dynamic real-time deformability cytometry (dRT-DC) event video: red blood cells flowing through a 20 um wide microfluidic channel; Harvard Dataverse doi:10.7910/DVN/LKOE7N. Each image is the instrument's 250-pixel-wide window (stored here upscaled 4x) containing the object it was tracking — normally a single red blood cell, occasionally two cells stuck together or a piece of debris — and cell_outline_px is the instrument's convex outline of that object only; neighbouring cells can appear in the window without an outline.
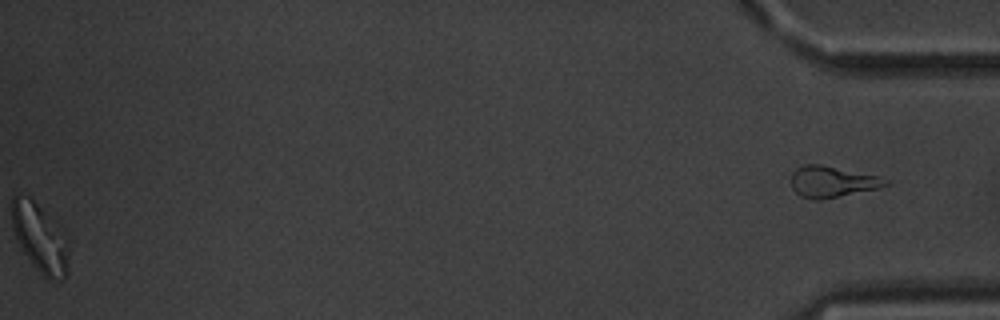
{"species": "common noctule bat (a hibernating species)", "species_latin": "Nyctalus noctula", "temperature_condition": "warm", "stored_images_in_passage": 52, "segment_of_instrument_passage": [2, 2], "camera_frame_rate_fps": 3000, "um_per_image_px": 0.085, "animal": {"sex": "male", "body_mass_g": 20.1, "forearm_length_mm": 53.5}, "frame": {"image": 1, "passage_image": 52, "time_ms": 17.0, "image_size_px": [1000, 320], "cell_outline_px": [[888, 184], [880, 188], [820, 200], [812, 200], [800, 196], [792, 188], [792, 172], [796, 168], [804, 164], [820, 164], [880, 176], [888, 180]], "centroid_in_image_um": [70.73, 15.45], "position_along_channel_um": 364.5, "area_um2": 17.22}}